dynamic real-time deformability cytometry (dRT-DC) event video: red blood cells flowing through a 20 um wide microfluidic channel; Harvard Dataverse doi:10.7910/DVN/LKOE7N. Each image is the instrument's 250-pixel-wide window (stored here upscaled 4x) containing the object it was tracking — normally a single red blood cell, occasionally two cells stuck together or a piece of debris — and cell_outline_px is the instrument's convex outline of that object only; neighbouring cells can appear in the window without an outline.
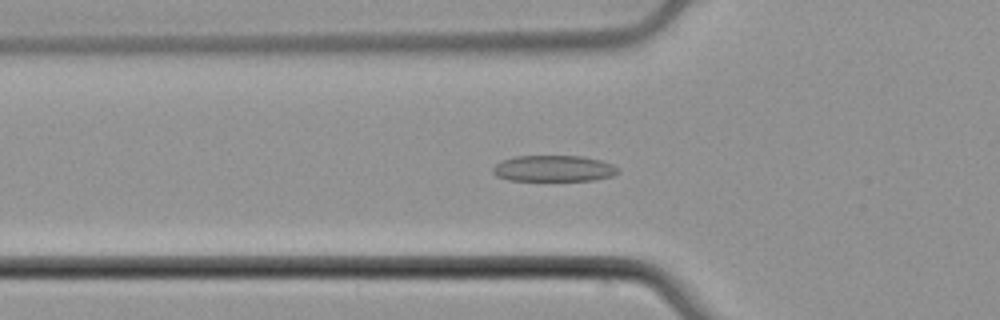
{"species": "common noctule bat (a hibernating species)", "species_latin": "Nyctalus noctula", "temperature_condition": "cold", "stored_images_in_passage": 55, "camera_frame_rate_fps": 3000, "um_per_image_px": 0.085, "animal": {"sex": "male", "body_mass_g": 21.5, "forearm_length_mm": 52.0}, "frame": {"image": 1, "passage_image": 19, "time_ms": 6.0, "image_size_px": [1000, 320], "cell_outline_px": [[620, 172], [612, 176], [596, 180], [508, 180], [496, 176], [492, 172], [492, 168], [496, 164], [504, 160], [516, 156], [580, 156], [600, 160], [612, 164], [620, 168]], "centroid_in_image_um": [47.09, 14.32], "position_along_channel_um": 78.7, "area_um2": 19.07}}
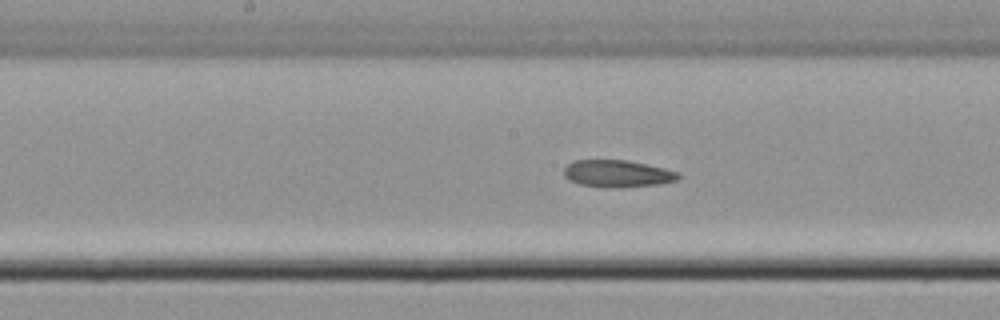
{"frame": {"image": 2, "passage_image": 28, "time_ms": 9.0, "image_size_px": [1000, 320], "cell_outline_px": [[680, 180], [660, 184], [620, 188], [604, 188], [580, 184], [568, 180], [564, 176], [564, 168], [572, 160], [628, 160], [664, 168], [680, 172]], "centroid_in_image_um": [52.5, 14.77], "position_along_channel_um": 195.7, "area_um2": 18.44}}
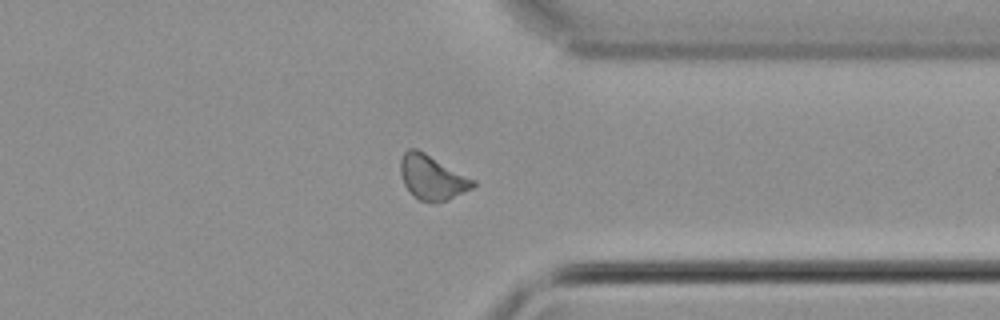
{"frame": {"image": 3, "passage_image": 42, "time_ms": 13.667, "image_size_px": [1000, 320], "cell_outline_px": [[476, 184], [472, 188], [448, 200], [420, 200], [412, 196], [404, 184], [400, 172], [400, 160], [404, 152], [408, 148], [416, 148], [424, 152], [476, 180]], "centroid_in_image_um": [36.72, 15.05], "position_along_channel_um": 374.7, "area_um2": 18.61}}